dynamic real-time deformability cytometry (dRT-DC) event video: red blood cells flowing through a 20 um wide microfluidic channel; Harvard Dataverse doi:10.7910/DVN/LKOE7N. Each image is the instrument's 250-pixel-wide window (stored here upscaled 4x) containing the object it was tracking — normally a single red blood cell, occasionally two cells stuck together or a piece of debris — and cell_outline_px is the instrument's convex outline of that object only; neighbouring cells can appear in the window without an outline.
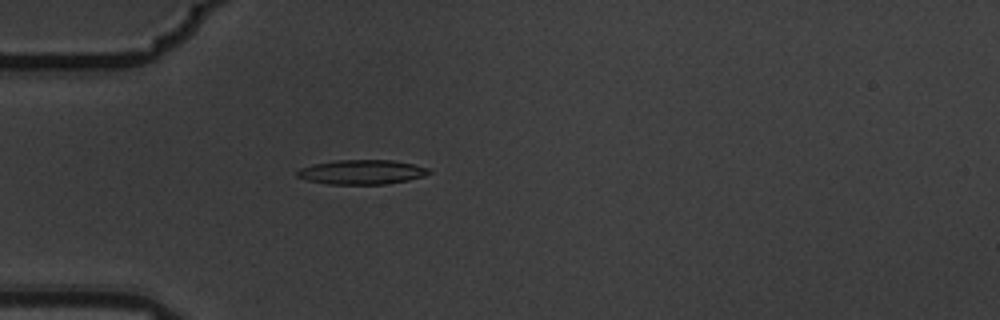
{"species": "common noctule bat (a hibernating species)", "species_latin": "Nyctalus noctula", "temperature_condition": "warm", "stored_images_in_passage": 1, "camera_frame_rate_fps": 3000, "um_per_image_px": 0.085, "animal": {"sex": "male", "body_mass_g": 19.5, "forearm_length_mm": 54.6}, "frame": {"image": 1, "passage_image": 1, "time_ms": 0.0, "image_size_px": [1000, 320], "cell_outline_px": [[432, 172], [424, 176], [408, 180], [384, 184], [328, 184], [308, 180], [296, 176], [296, 172], [300, 168], [312, 164], [336, 160], [392, 160], [412, 164], [428, 168]], "centroid_in_image_um": [30.74, 14.62], "position_along_channel_um": 54.3, "area_um2": 18.73}}